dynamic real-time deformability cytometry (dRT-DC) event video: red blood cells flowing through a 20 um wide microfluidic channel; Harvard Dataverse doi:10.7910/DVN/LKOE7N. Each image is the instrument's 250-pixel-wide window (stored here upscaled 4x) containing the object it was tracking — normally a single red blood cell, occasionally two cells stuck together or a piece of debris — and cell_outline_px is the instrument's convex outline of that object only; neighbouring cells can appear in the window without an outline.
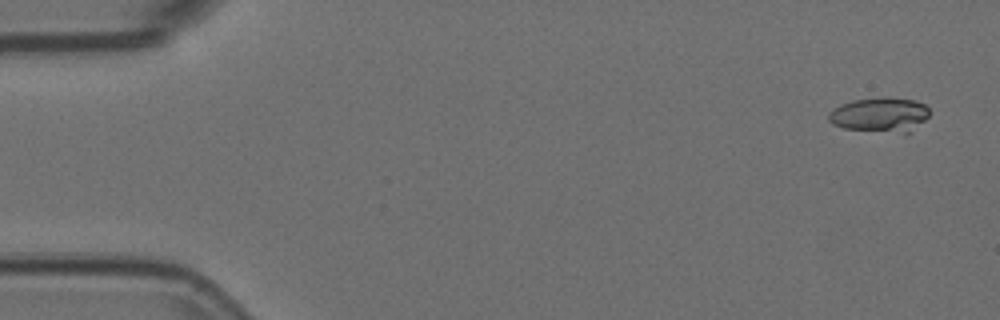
{"species": "Egyptian fruit bat (a non-hibernating species)", "species_latin": "Rousettus aegyptiacus", "temperature_condition": "room temperature", "stored_images_in_passage": 3, "camera_frame_rate_fps": 3000, "um_per_image_px": 0.085, "animal": {"sex": "female"}, "frame": {"image": 1, "passage_image": 1, "time_ms": 0.0, "image_size_px": [1000, 320], "cell_outline_px": [[928, 116], [912, 132], [904, 132], [844, 128], [832, 124], [828, 120], [828, 112], [840, 104], [852, 100], [888, 96], [916, 100], [924, 104], [928, 108]], "centroid_in_image_um": [74.78, 9.72], "position_along_channel_um": 10.2, "area_um2": 20.29}}
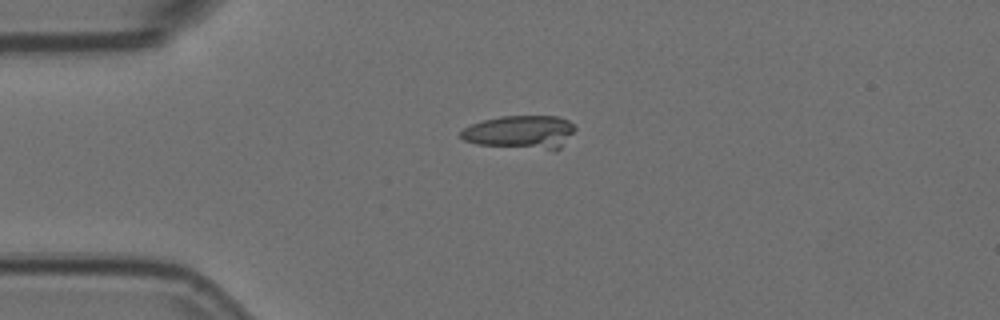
{"frame": {"image": 2, "passage_image": 2, "time_ms": 0.333, "image_size_px": [1000, 320], "cell_outline_px": [[576, 128], [560, 148], [544, 148], [476, 144], [464, 140], [460, 136], [460, 132], [464, 128], [472, 124], [484, 120], [500, 116], [560, 116], [568, 120]], "centroid_in_image_um": [44.22, 11.19], "position_along_channel_um": 40.8, "area_um2": 21.56}}